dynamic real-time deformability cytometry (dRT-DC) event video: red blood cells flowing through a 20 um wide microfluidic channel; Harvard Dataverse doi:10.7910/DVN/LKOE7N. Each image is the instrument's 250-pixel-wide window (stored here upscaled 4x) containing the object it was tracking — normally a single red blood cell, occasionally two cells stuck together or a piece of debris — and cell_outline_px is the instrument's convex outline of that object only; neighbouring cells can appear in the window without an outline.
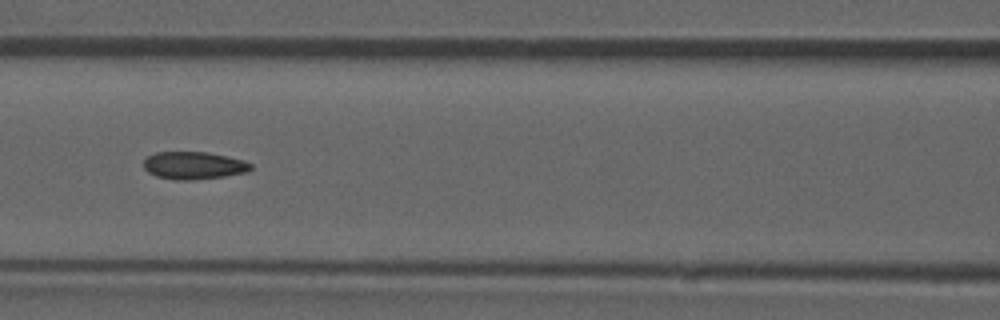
{"species": "common noctule bat (a hibernating species)", "species_latin": "Nyctalus noctula", "temperature_condition": "room temperature", "stored_images_in_passage": 32, "camera_frame_rate_fps": 3000, "um_per_image_px": 0.085, "animal": {"sex": "male", "forearm_length_mm": 52.5}, "frame": {"image": 1, "passage_image": 10, "time_ms": 3.0, "image_size_px": [1000, 320], "cell_outline_px": [[252, 168], [248, 172], [224, 176], [192, 180], [176, 180], [156, 176], [148, 172], [144, 168], [144, 160], [148, 156], [156, 152], [208, 152], [244, 160], [252, 164]], "centroid_in_image_um": [16.48, 14.06], "position_along_channel_um": 150.1, "area_um2": 17.22}, "authors_computed_cell_mechanics": {"area_um2": 17.1666, "velocity_mm_per_s": 3.9234, "shape_relaxation_time_tau1_ms": null, "shape_relaxation_time_tau2_ms": 2.3572, "deformation_change_tau1": null, "deformation_change_tau2": 0.0763}}